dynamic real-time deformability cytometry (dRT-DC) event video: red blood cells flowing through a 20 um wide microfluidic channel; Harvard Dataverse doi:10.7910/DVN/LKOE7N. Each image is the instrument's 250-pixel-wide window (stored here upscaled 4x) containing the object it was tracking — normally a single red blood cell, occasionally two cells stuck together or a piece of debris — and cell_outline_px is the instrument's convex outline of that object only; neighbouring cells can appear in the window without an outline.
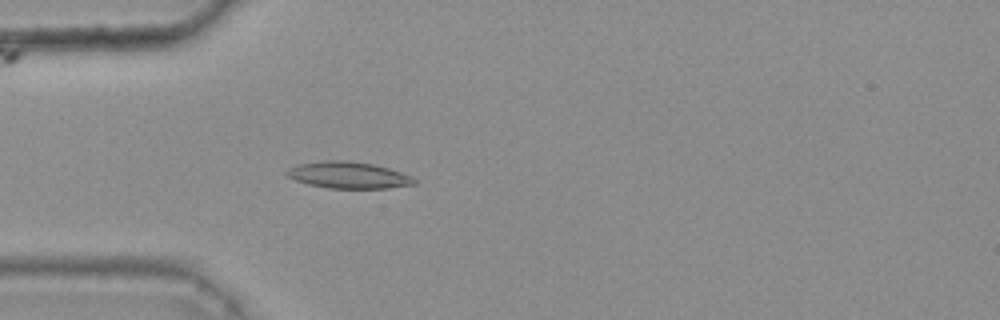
{"species": "common noctule bat (a hibernating species)", "species_latin": "Nyctalus noctula", "temperature_condition": "warm", "stored_images_in_passage": 45, "camera_frame_rate_fps": 3000, "um_per_image_px": 0.085, "animal": {"sex": "female", "body_mass_g": 25.1}, "frame": {"image": 1, "passage_image": 15, "time_ms": 4.667, "image_size_px": [1000, 320], "cell_outline_px": [[416, 184], [388, 188], [328, 188], [308, 184], [296, 180], [288, 176], [284, 172], [288, 168], [296, 164], [324, 160], [348, 160], [376, 164], [412, 176], [416, 180]], "centroid_in_image_um": [29.6, 14.87], "position_along_channel_um": 55.4, "area_um2": 19.94}}
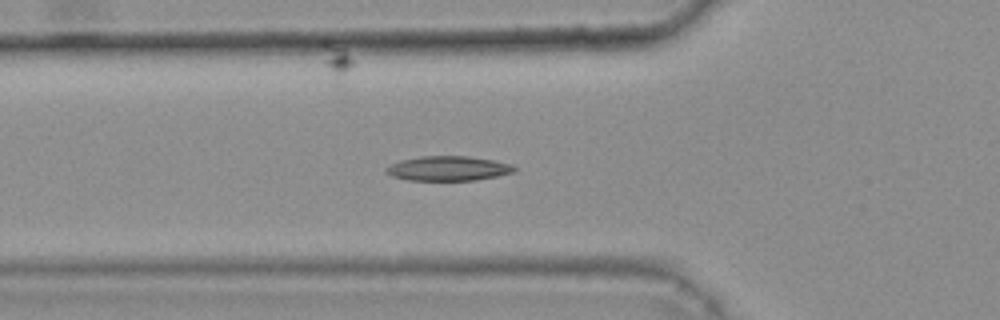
{"frame": {"image": 2, "passage_image": 18, "time_ms": 5.667, "image_size_px": [1000, 320], "cell_outline_px": [[516, 172], [476, 180], [408, 180], [392, 176], [384, 172], [384, 168], [400, 160], [420, 156], [468, 156], [492, 160], [512, 164], [516, 168]], "centroid_in_image_um": [38.08, 14.31], "position_along_channel_um": 87.7, "area_um2": 18.44}}
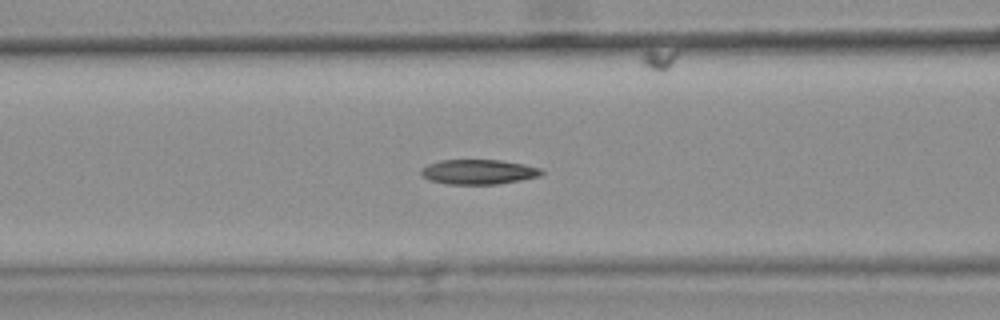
{"frame": {"image": 3, "passage_image": 21, "time_ms": 6.667, "image_size_px": [1000, 320], "cell_outline_px": [[544, 172], [540, 176], [520, 180], [496, 184], [448, 184], [428, 180], [420, 172], [428, 164], [440, 160], [500, 160], [524, 164], [540, 168]], "centroid_in_image_um": [40.68, 14.61], "position_along_channel_um": 125.9, "area_um2": 17.28}, "authors_computed_cell_mechanics": {"area_um2": 17.8024, "velocity_mm_per_s": 3.7762, "shape_relaxation_time_tau1_ms": null, "shape_relaxation_time_tau2_ms": 3.429, "deformation_change_tau1": null, "deformation_change_tau2": 0.0945}}